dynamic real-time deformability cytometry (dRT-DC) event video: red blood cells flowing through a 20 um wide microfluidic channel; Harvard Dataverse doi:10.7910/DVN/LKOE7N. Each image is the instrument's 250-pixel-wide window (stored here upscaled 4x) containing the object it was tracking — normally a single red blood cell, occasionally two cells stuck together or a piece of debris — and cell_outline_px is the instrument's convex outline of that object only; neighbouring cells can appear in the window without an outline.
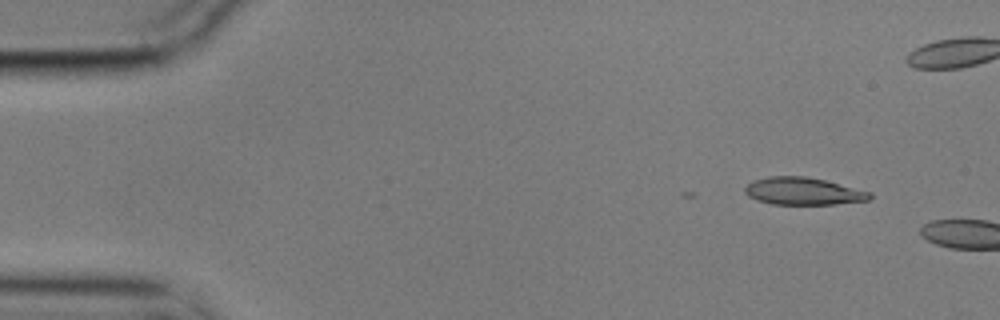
{"species": "common noctule bat (a hibernating species)", "species_latin": "Nyctalus noctula", "temperature_condition": "cold", "stored_images_in_passage": 3, "camera_frame_rate_fps": 3000, "um_per_image_px": 0.085, "animal": {"sex": "male", "body_mass_g": 17.9}, "frame": {"image": 1, "passage_image": 3, "time_ms": 0.667, "image_size_px": [1000, 320], "cell_outline_px": [[872, 196], [868, 200], [836, 204], [772, 204], [756, 200], [748, 196], [744, 192], [744, 188], [752, 180], [768, 176], [804, 176], [824, 180], [872, 192]], "centroid_in_image_um": [68.24, 16.25], "position_along_channel_um": 16.8, "area_um2": 19.94}}